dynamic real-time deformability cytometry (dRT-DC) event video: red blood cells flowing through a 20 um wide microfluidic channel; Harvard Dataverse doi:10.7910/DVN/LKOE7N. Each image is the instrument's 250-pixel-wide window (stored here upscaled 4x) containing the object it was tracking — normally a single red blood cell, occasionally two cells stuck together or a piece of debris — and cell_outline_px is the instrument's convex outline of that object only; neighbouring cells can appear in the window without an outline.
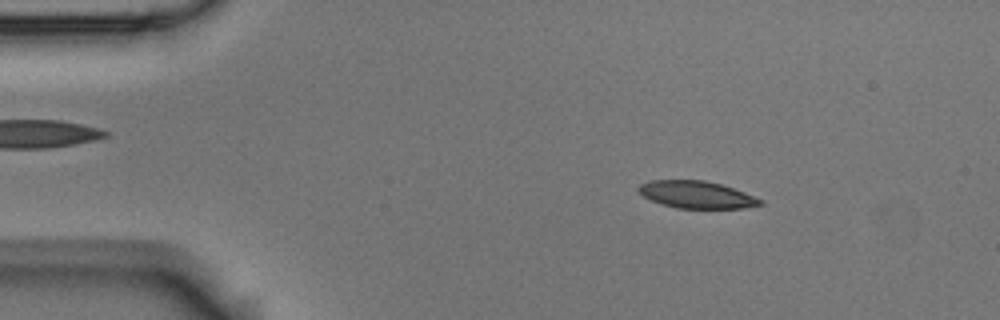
{"species": "Egyptian fruit bat (a non-hibernating species)", "species_latin": "Rousettus aegyptiacus", "temperature_condition": "room temperature", "stored_images_in_passage": 4, "camera_frame_rate_fps": 3000, "um_per_image_px": 0.085, "animal": {"sex": "male"}, "frame": {"image": 1, "passage_image": 2, "time_ms": 0.333, "image_size_px": [1000, 320], "cell_outline_px": [[764, 204], [744, 208], [676, 208], [660, 204], [644, 196], [636, 188], [640, 184], [648, 180], [704, 180], [720, 184], [744, 192], [764, 200]], "centroid_in_image_um": [59.2, 16.54], "position_along_channel_um": 25.8, "area_um2": 19.31}}